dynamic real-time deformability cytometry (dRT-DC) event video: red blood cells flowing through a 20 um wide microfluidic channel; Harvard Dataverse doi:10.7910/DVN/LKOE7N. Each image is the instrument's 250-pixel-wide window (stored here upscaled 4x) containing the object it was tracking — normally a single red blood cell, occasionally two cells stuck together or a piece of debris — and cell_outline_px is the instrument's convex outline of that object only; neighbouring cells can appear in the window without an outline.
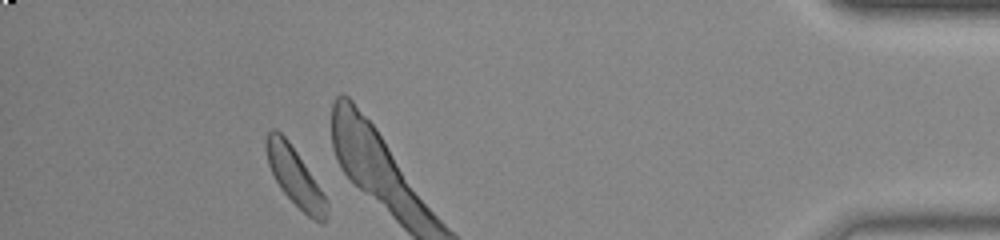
{"species": "common noctule bat (a hibernating species)", "species_latin": "Nyctalus noctula", "temperature_condition": "room temperature", "stored_images_in_passage": 42, "segment_of_instrument_passage": [1, 2], "camera_frame_rate_fps": 3000, "um_per_image_px": 0.085, "animal": {"sex": "male", "body_mass_g": 20.0, "forearm_length_mm": 53.3}, "frame": {"image": 1, "passage_image": 36, "time_ms": 11.667, "image_size_px": [1000, 240], "cell_outline_px": [[328, 216], [324, 224], [320, 224], [312, 220], [280, 188], [268, 164], [264, 148], [264, 140], [268, 132], [272, 128], [276, 128], [288, 140], [304, 164], [324, 196], [328, 204]], "centroid_in_image_um": [25.04, 15.02], "position_along_channel_um": 410.2, "area_um2": 20.23}}